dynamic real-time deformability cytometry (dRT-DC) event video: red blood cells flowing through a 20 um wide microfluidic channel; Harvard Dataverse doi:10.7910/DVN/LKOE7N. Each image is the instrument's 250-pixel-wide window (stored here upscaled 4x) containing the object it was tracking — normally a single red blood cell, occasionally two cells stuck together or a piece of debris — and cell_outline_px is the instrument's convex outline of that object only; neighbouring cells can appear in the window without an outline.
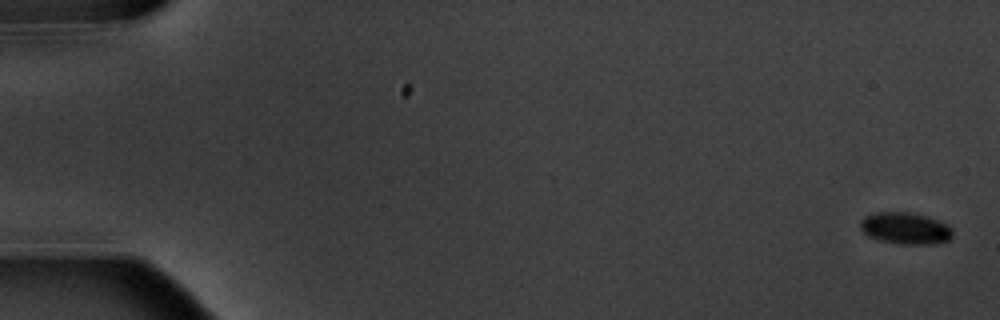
{"species": "common noctule bat (a hibernating species)", "species_latin": "Nyctalus noctula", "temperature_condition": "warm", "stored_images_in_passage": 7, "camera_frame_rate_fps": 3000, "um_per_image_px": 0.085, "animal": {"sex": "male", "body_mass_g": 20.1, "forearm_length_mm": 53.5}, "frame": {"image": 1, "passage_image": 1, "time_ms": 0.0, "image_size_px": [1000, 320], "cell_outline_px": [[952, 236], [948, 240], [936, 244], [900, 244], [880, 240], [868, 236], [860, 228], [860, 220], [864, 216], [876, 212], [908, 212], [924, 216], [948, 224], [952, 228]], "centroid_in_image_um": [76.94, 19.41], "position_along_channel_um": 8.1, "area_um2": 17.05}}